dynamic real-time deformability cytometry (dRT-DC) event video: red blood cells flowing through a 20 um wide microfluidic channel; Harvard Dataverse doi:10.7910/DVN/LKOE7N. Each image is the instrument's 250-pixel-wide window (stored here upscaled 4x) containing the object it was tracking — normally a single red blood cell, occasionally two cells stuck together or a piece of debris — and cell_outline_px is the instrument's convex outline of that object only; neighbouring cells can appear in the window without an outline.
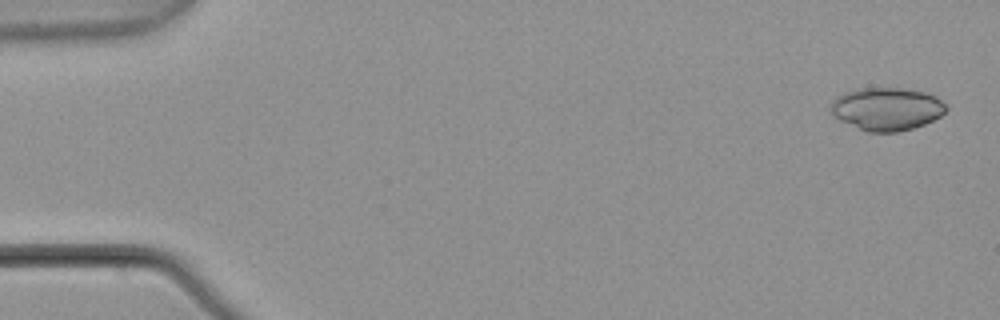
{"species": "common noctule bat (a hibernating species)", "species_latin": "Nyctalus noctula", "temperature_condition": "warm", "stored_images_in_passage": 5, "camera_frame_rate_fps": 3000, "um_per_image_px": 0.085, "animal": {"sex": "male", "body_mass_g": 21.5, "forearm_length_mm": 52.0}, "frame": {"image": 1, "passage_image": 1, "time_ms": 0.0, "image_size_px": [1000, 320], "cell_outline_px": [[948, 108], [940, 116], [924, 124], [912, 128], [896, 132], [868, 132], [840, 120], [832, 116], [828, 108], [828, 104], [836, 96], [844, 92], [860, 88], [904, 88], [924, 92], [936, 96]], "centroid_in_image_um": [75.31, 9.25], "position_along_channel_um": 9.7, "area_um2": 28.96}}
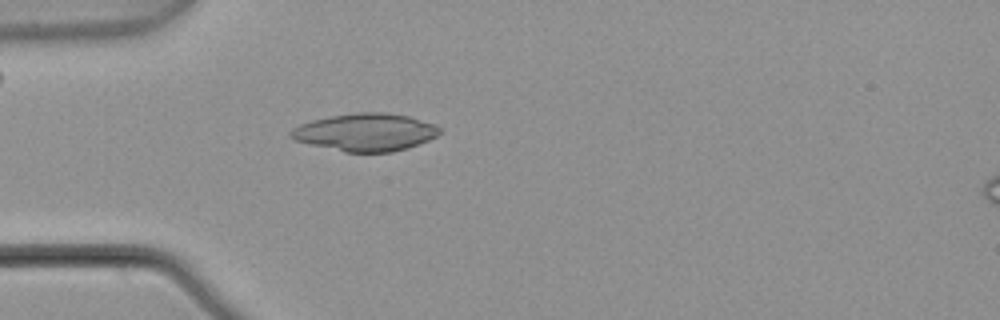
{"frame": {"image": 2, "passage_image": 5, "time_ms": 1.333, "image_size_px": [1000, 320], "cell_outline_px": [[440, 132], [436, 136], [428, 140], [408, 148], [392, 152], [344, 152], [296, 140], [288, 136], [288, 132], [292, 128], [300, 124], [312, 120], [332, 116], [356, 112], [384, 112], [408, 116], [436, 124], [440, 128]], "centroid_in_image_um": [31.07, 11.23], "position_along_channel_um": 53.9, "area_um2": 32.54}}